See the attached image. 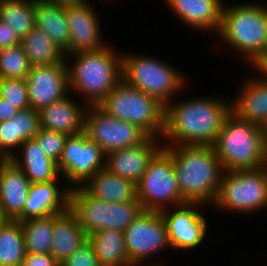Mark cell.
Instances as JSON below:
<instances>
[{
    "label": "cell",
    "mask_w": 267,
    "mask_h": 266,
    "mask_svg": "<svg viewBox=\"0 0 267 266\" xmlns=\"http://www.w3.org/2000/svg\"><path fill=\"white\" fill-rule=\"evenodd\" d=\"M158 139L148 136L139 145L107 153L105 168L137 185L150 160L163 147L164 142Z\"/></svg>",
    "instance_id": "17"
},
{
    "label": "cell",
    "mask_w": 267,
    "mask_h": 266,
    "mask_svg": "<svg viewBox=\"0 0 267 266\" xmlns=\"http://www.w3.org/2000/svg\"><path fill=\"white\" fill-rule=\"evenodd\" d=\"M68 136L57 131L40 128L34 137L42 152L56 163L59 161Z\"/></svg>",
    "instance_id": "35"
},
{
    "label": "cell",
    "mask_w": 267,
    "mask_h": 266,
    "mask_svg": "<svg viewBox=\"0 0 267 266\" xmlns=\"http://www.w3.org/2000/svg\"><path fill=\"white\" fill-rule=\"evenodd\" d=\"M30 68L21 43L0 50V78L27 79Z\"/></svg>",
    "instance_id": "32"
},
{
    "label": "cell",
    "mask_w": 267,
    "mask_h": 266,
    "mask_svg": "<svg viewBox=\"0 0 267 266\" xmlns=\"http://www.w3.org/2000/svg\"><path fill=\"white\" fill-rule=\"evenodd\" d=\"M249 65L255 69L256 75L259 74L258 79L267 81V49L261 52Z\"/></svg>",
    "instance_id": "40"
},
{
    "label": "cell",
    "mask_w": 267,
    "mask_h": 266,
    "mask_svg": "<svg viewBox=\"0 0 267 266\" xmlns=\"http://www.w3.org/2000/svg\"><path fill=\"white\" fill-rule=\"evenodd\" d=\"M263 14H264V19H265V24H266V29H267V5L266 6L264 5Z\"/></svg>",
    "instance_id": "44"
},
{
    "label": "cell",
    "mask_w": 267,
    "mask_h": 266,
    "mask_svg": "<svg viewBox=\"0 0 267 266\" xmlns=\"http://www.w3.org/2000/svg\"><path fill=\"white\" fill-rule=\"evenodd\" d=\"M24 142L18 135L16 115L10 120L0 122V160H10Z\"/></svg>",
    "instance_id": "34"
},
{
    "label": "cell",
    "mask_w": 267,
    "mask_h": 266,
    "mask_svg": "<svg viewBox=\"0 0 267 266\" xmlns=\"http://www.w3.org/2000/svg\"><path fill=\"white\" fill-rule=\"evenodd\" d=\"M226 171L253 170L267 165V140L261 126L229 113L213 145Z\"/></svg>",
    "instance_id": "4"
},
{
    "label": "cell",
    "mask_w": 267,
    "mask_h": 266,
    "mask_svg": "<svg viewBox=\"0 0 267 266\" xmlns=\"http://www.w3.org/2000/svg\"><path fill=\"white\" fill-rule=\"evenodd\" d=\"M69 208L87 236L102 230L124 232L143 211L138 199L124 203L106 202L90 196L81 186L70 189Z\"/></svg>",
    "instance_id": "8"
},
{
    "label": "cell",
    "mask_w": 267,
    "mask_h": 266,
    "mask_svg": "<svg viewBox=\"0 0 267 266\" xmlns=\"http://www.w3.org/2000/svg\"><path fill=\"white\" fill-rule=\"evenodd\" d=\"M60 266H101L93 247L87 240L77 250L63 262Z\"/></svg>",
    "instance_id": "37"
},
{
    "label": "cell",
    "mask_w": 267,
    "mask_h": 266,
    "mask_svg": "<svg viewBox=\"0 0 267 266\" xmlns=\"http://www.w3.org/2000/svg\"><path fill=\"white\" fill-rule=\"evenodd\" d=\"M174 100L165 106L163 147L213 146L224 119L231 112V100H224L222 96H199V98L179 100L176 103Z\"/></svg>",
    "instance_id": "1"
},
{
    "label": "cell",
    "mask_w": 267,
    "mask_h": 266,
    "mask_svg": "<svg viewBox=\"0 0 267 266\" xmlns=\"http://www.w3.org/2000/svg\"><path fill=\"white\" fill-rule=\"evenodd\" d=\"M264 5L252 1L222 7L221 26L217 36L250 64L267 49Z\"/></svg>",
    "instance_id": "5"
},
{
    "label": "cell",
    "mask_w": 267,
    "mask_h": 266,
    "mask_svg": "<svg viewBox=\"0 0 267 266\" xmlns=\"http://www.w3.org/2000/svg\"><path fill=\"white\" fill-rule=\"evenodd\" d=\"M8 219L5 217L3 211H2V207L0 205V225H2L3 223H5Z\"/></svg>",
    "instance_id": "43"
},
{
    "label": "cell",
    "mask_w": 267,
    "mask_h": 266,
    "mask_svg": "<svg viewBox=\"0 0 267 266\" xmlns=\"http://www.w3.org/2000/svg\"><path fill=\"white\" fill-rule=\"evenodd\" d=\"M21 44L31 66L56 64L66 59L64 51L38 26L21 39Z\"/></svg>",
    "instance_id": "28"
},
{
    "label": "cell",
    "mask_w": 267,
    "mask_h": 266,
    "mask_svg": "<svg viewBox=\"0 0 267 266\" xmlns=\"http://www.w3.org/2000/svg\"><path fill=\"white\" fill-rule=\"evenodd\" d=\"M157 264H158V265H157ZM157 264H156V265H155L154 263H153V265H151V264L149 265V264H148V266H163V263H162V265H161V263H160V264L157 263ZM144 266H145V265H144ZM146 266H147V265H146Z\"/></svg>",
    "instance_id": "46"
},
{
    "label": "cell",
    "mask_w": 267,
    "mask_h": 266,
    "mask_svg": "<svg viewBox=\"0 0 267 266\" xmlns=\"http://www.w3.org/2000/svg\"><path fill=\"white\" fill-rule=\"evenodd\" d=\"M44 1L59 4V5L66 7V6H72V5H79V4L85 3L88 0H44Z\"/></svg>",
    "instance_id": "42"
},
{
    "label": "cell",
    "mask_w": 267,
    "mask_h": 266,
    "mask_svg": "<svg viewBox=\"0 0 267 266\" xmlns=\"http://www.w3.org/2000/svg\"><path fill=\"white\" fill-rule=\"evenodd\" d=\"M18 135L24 140L34 138L39 132L40 114L33 108L20 110L16 114Z\"/></svg>",
    "instance_id": "36"
},
{
    "label": "cell",
    "mask_w": 267,
    "mask_h": 266,
    "mask_svg": "<svg viewBox=\"0 0 267 266\" xmlns=\"http://www.w3.org/2000/svg\"><path fill=\"white\" fill-rule=\"evenodd\" d=\"M32 183L29 186L22 214L16 219L23 222L28 219L52 216L65 211L69 207L70 186L62 190L58 181Z\"/></svg>",
    "instance_id": "18"
},
{
    "label": "cell",
    "mask_w": 267,
    "mask_h": 266,
    "mask_svg": "<svg viewBox=\"0 0 267 266\" xmlns=\"http://www.w3.org/2000/svg\"><path fill=\"white\" fill-rule=\"evenodd\" d=\"M34 7L35 0H4L0 5V20L22 39L35 26Z\"/></svg>",
    "instance_id": "30"
},
{
    "label": "cell",
    "mask_w": 267,
    "mask_h": 266,
    "mask_svg": "<svg viewBox=\"0 0 267 266\" xmlns=\"http://www.w3.org/2000/svg\"><path fill=\"white\" fill-rule=\"evenodd\" d=\"M252 77L244 78L241 90L230 102V111L239 119L263 127L267 122V81Z\"/></svg>",
    "instance_id": "22"
},
{
    "label": "cell",
    "mask_w": 267,
    "mask_h": 266,
    "mask_svg": "<svg viewBox=\"0 0 267 266\" xmlns=\"http://www.w3.org/2000/svg\"><path fill=\"white\" fill-rule=\"evenodd\" d=\"M143 210L161 211L186 203L180 193L172 156L162 147L136 185Z\"/></svg>",
    "instance_id": "10"
},
{
    "label": "cell",
    "mask_w": 267,
    "mask_h": 266,
    "mask_svg": "<svg viewBox=\"0 0 267 266\" xmlns=\"http://www.w3.org/2000/svg\"><path fill=\"white\" fill-rule=\"evenodd\" d=\"M201 203H189L159 211L166 225L171 249L190 250L200 246L207 235V218L199 208ZM170 210V211H169Z\"/></svg>",
    "instance_id": "14"
},
{
    "label": "cell",
    "mask_w": 267,
    "mask_h": 266,
    "mask_svg": "<svg viewBox=\"0 0 267 266\" xmlns=\"http://www.w3.org/2000/svg\"><path fill=\"white\" fill-rule=\"evenodd\" d=\"M10 159L30 180V183L55 181L60 177L57 163L40 149L35 138L26 140ZM18 155V156H17Z\"/></svg>",
    "instance_id": "24"
},
{
    "label": "cell",
    "mask_w": 267,
    "mask_h": 266,
    "mask_svg": "<svg viewBox=\"0 0 267 266\" xmlns=\"http://www.w3.org/2000/svg\"><path fill=\"white\" fill-rule=\"evenodd\" d=\"M126 252L133 266H142L154 253L170 246L165 222L159 211L143 210L124 230Z\"/></svg>",
    "instance_id": "13"
},
{
    "label": "cell",
    "mask_w": 267,
    "mask_h": 266,
    "mask_svg": "<svg viewBox=\"0 0 267 266\" xmlns=\"http://www.w3.org/2000/svg\"><path fill=\"white\" fill-rule=\"evenodd\" d=\"M30 180L11 160H0V205L8 220H16L28 198Z\"/></svg>",
    "instance_id": "20"
},
{
    "label": "cell",
    "mask_w": 267,
    "mask_h": 266,
    "mask_svg": "<svg viewBox=\"0 0 267 266\" xmlns=\"http://www.w3.org/2000/svg\"><path fill=\"white\" fill-rule=\"evenodd\" d=\"M97 11L89 1L65 7L67 24L70 30L69 47L65 55L83 51H96L108 46L102 41L101 24Z\"/></svg>",
    "instance_id": "16"
},
{
    "label": "cell",
    "mask_w": 267,
    "mask_h": 266,
    "mask_svg": "<svg viewBox=\"0 0 267 266\" xmlns=\"http://www.w3.org/2000/svg\"><path fill=\"white\" fill-rule=\"evenodd\" d=\"M263 131H264V134H265V137H266V140H267V122L264 124V126L262 127Z\"/></svg>",
    "instance_id": "45"
},
{
    "label": "cell",
    "mask_w": 267,
    "mask_h": 266,
    "mask_svg": "<svg viewBox=\"0 0 267 266\" xmlns=\"http://www.w3.org/2000/svg\"><path fill=\"white\" fill-rule=\"evenodd\" d=\"M106 154L101 147L89 139L83 131L68 136L65 140L57 167L70 188L82 186L99 170L105 168Z\"/></svg>",
    "instance_id": "12"
},
{
    "label": "cell",
    "mask_w": 267,
    "mask_h": 266,
    "mask_svg": "<svg viewBox=\"0 0 267 266\" xmlns=\"http://www.w3.org/2000/svg\"><path fill=\"white\" fill-rule=\"evenodd\" d=\"M98 106L116 119L137 125L148 136L162 139L165 107L123 79Z\"/></svg>",
    "instance_id": "7"
},
{
    "label": "cell",
    "mask_w": 267,
    "mask_h": 266,
    "mask_svg": "<svg viewBox=\"0 0 267 266\" xmlns=\"http://www.w3.org/2000/svg\"><path fill=\"white\" fill-rule=\"evenodd\" d=\"M21 226L27 253H51L53 215L25 220Z\"/></svg>",
    "instance_id": "31"
},
{
    "label": "cell",
    "mask_w": 267,
    "mask_h": 266,
    "mask_svg": "<svg viewBox=\"0 0 267 266\" xmlns=\"http://www.w3.org/2000/svg\"><path fill=\"white\" fill-rule=\"evenodd\" d=\"M101 266H133L128 258L124 232L102 230L87 236Z\"/></svg>",
    "instance_id": "27"
},
{
    "label": "cell",
    "mask_w": 267,
    "mask_h": 266,
    "mask_svg": "<svg viewBox=\"0 0 267 266\" xmlns=\"http://www.w3.org/2000/svg\"><path fill=\"white\" fill-rule=\"evenodd\" d=\"M20 43L21 39L9 24L0 20V50Z\"/></svg>",
    "instance_id": "39"
},
{
    "label": "cell",
    "mask_w": 267,
    "mask_h": 266,
    "mask_svg": "<svg viewBox=\"0 0 267 266\" xmlns=\"http://www.w3.org/2000/svg\"><path fill=\"white\" fill-rule=\"evenodd\" d=\"M78 103L69 94V96L43 107L39 111L40 127L67 136L82 133L88 105L84 102L82 105Z\"/></svg>",
    "instance_id": "19"
},
{
    "label": "cell",
    "mask_w": 267,
    "mask_h": 266,
    "mask_svg": "<svg viewBox=\"0 0 267 266\" xmlns=\"http://www.w3.org/2000/svg\"><path fill=\"white\" fill-rule=\"evenodd\" d=\"M171 156L180 193L185 202L204 206L216 200L224 172L213 146L179 145L163 147Z\"/></svg>",
    "instance_id": "2"
},
{
    "label": "cell",
    "mask_w": 267,
    "mask_h": 266,
    "mask_svg": "<svg viewBox=\"0 0 267 266\" xmlns=\"http://www.w3.org/2000/svg\"><path fill=\"white\" fill-rule=\"evenodd\" d=\"M183 72L152 56L122 53V79L155 98L164 107L182 90L187 81Z\"/></svg>",
    "instance_id": "6"
},
{
    "label": "cell",
    "mask_w": 267,
    "mask_h": 266,
    "mask_svg": "<svg viewBox=\"0 0 267 266\" xmlns=\"http://www.w3.org/2000/svg\"><path fill=\"white\" fill-rule=\"evenodd\" d=\"M184 24L202 32H219L223 0H164ZM209 30V31H208Z\"/></svg>",
    "instance_id": "21"
},
{
    "label": "cell",
    "mask_w": 267,
    "mask_h": 266,
    "mask_svg": "<svg viewBox=\"0 0 267 266\" xmlns=\"http://www.w3.org/2000/svg\"><path fill=\"white\" fill-rule=\"evenodd\" d=\"M90 196L115 203L132 202L137 199L136 185L103 168L81 186Z\"/></svg>",
    "instance_id": "25"
},
{
    "label": "cell",
    "mask_w": 267,
    "mask_h": 266,
    "mask_svg": "<svg viewBox=\"0 0 267 266\" xmlns=\"http://www.w3.org/2000/svg\"><path fill=\"white\" fill-rule=\"evenodd\" d=\"M86 241L87 235L69 207L53 215L51 254L59 263L70 257Z\"/></svg>",
    "instance_id": "23"
},
{
    "label": "cell",
    "mask_w": 267,
    "mask_h": 266,
    "mask_svg": "<svg viewBox=\"0 0 267 266\" xmlns=\"http://www.w3.org/2000/svg\"><path fill=\"white\" fill-rule=\"evenodd\" d=\"M20 109L0 97V122L12 119Z\"/></svg>",
    "instance_id": "41"
},
{
    "label": "cell",
    "mask_w": 267,
    "mask_h": 266,
    "mask_svg": "<svg viewBox=\"0 0 267 266\" xmlns=\"http://www.w3.org/2000/svg\"><path fill=\"white\" fill-rule=\"evenodd\" d=\"M26 254L21 222L7 220L0 225V266H22Z\"/></svg>",
    "instance_id": "29"
},
{
    "label": "cell",
    "mask_w": 267,
    "mask_h": 266,
    "mask_svg": "<svg viewBox=\"0 0 267 266\" xmlns=\"http://www.w3.org/2000/svg\"><path fill=\"white\" fill-rule=\"evenodd\" d=\"M218 209L249 214L267 207V165L253 170H224L215 202Z\"/></svg>",
    "instance_id": "9"
},
{
    "label": "cell",
    "mask_w": 267,
    "mask_h": 266,
    "mask_svg": "<svg viewBox=\"0 0 267 266\" xmlns=\"http://www.w3.org/2000/svg\"><path fill=\"white\" fill-rule=\"evenodd\" d=\"M84 132L105 154L139 145L148 137L137 125L116 119L98 105H88Z\"/></svg>",
    "instance_id": "11"
},
{
    "label": "cell",
    "mask_w": 267,
    "mask_h": 266,
    "mask_svg": "<svg viewBox=\"0 0 267 266\" xmlns=\"http://www.w3.org/2000/svg\"><path fill=\"white\" fill-rule=\"evenodd\" d=\"M30 107H43L63 99L69 92L68 66L61 63L31 66L26 79Z\"/></svg>",
    "instance_id": "15"
},
{
    "label": "cell",
    "mask_w": 267,
    "mask_h": 266,
    "mask_svg": "<svg viewBox=\"0 0 267 266\" xmlns=\"http://www.w3.org/2000/svg\"><path fill=\"white\" fill-rule=\"evenodd\" d=\"M112 48L65 55L69 91L85 98L87 105H99L122 80V53Z\"/></svg>",
    "instance_id": "3"
},
{
    "label": "cell",
    "mask_w": 267,
    "mask_h": 266,
    "mask_svg": "<svg viewBox=\"0 0 267 266\" xmlns=\"http://www.w3.org/2000/svg\"><path fill=\"white\" fill-rule=\"evenodd\" d=\"M35 26L42 28L63 51L69 47L70 30L65 7L44 0H35Z\"/></svg>",
    "instance_id": "26"
},
{
    "label": "cell",
    "mask_w": 267,
    "mask_h": 266,
    "mask_svg": "<svg viewBox=\"0 0 267 266\" xmlns=\"http://www.w3.org/2000/svg\"><path fill=\"white\" fill-rule=\"evenodd\" d=\"M0 97L16 108H30L26 79L0 78Z\"/></svg>",
    "instance_id": "33"
},
{
    "label": "cell",
    "mask_w": 267,
    "mask_h": 266,
    "mask_svg": "<svg viewBox=\"0 0 267 266\" xmlns=\"http://www.w3.org/2000/svg\"><path fill=\"white\" fill-rule=\"evenodd\" d=\"M22 266H60V263L51 253H27Z\"/></svg>",
    "instance_id": "38"
}]
</instances>
